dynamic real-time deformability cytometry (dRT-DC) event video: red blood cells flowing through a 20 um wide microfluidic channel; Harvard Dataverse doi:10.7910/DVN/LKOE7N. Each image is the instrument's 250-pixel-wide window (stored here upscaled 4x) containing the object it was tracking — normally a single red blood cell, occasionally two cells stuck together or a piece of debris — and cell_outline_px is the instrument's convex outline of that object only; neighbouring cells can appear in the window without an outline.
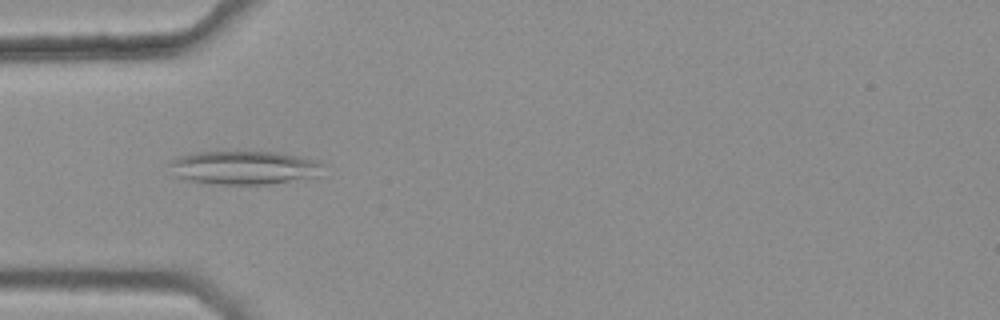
{"species": "common noctule bat (a hibernating species)", "species_latin": "Nyctalus noctula", "temperature_condition": "warm", "stored_images_in_passage": 45, "camera_frame_rate_fps": 3000, "um_per_image_px": 0.085, "animal": {"sex": "female", "body_mass_g": 25.1}, "frame": {"image": 1, "passage_image": 16, "time_ms": 5.0, "image_size_px": [1000, 320], "cell_outline_px": [[324, 164], [316, 176], [268, 184], [212, 184], [192, 180], [176, 176], [172, 164], [172, 160], [180, 156], [196, 152], [272, 152], [296, 156], [316, 160]], "centroid_in_image_um": [20.76, 14.25], "position_along_channel_um": 64.2, "area_um2": 29.19}}
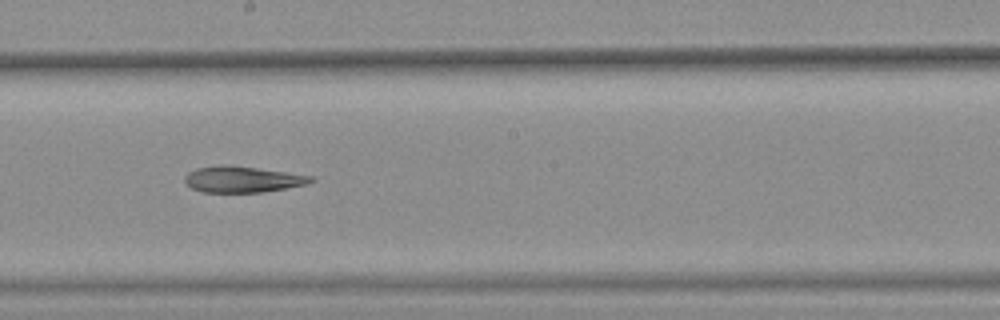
{"frame": {"image": 2, "passage_image": 29, "time_ms": 9.333, "image_size_px": [1000, 320], "cell_outline_px": [[316, 180], [308, 184], [260, 192], [200, 192], [184, 184], [184, 176], [188, 172], [196, 168], [220, 164], [232, 164], [312, 176]], "centroid_in_image_um": [20.55, 15.23], "position_along_channel_um": 227.6, "area_um2": 19.42}}
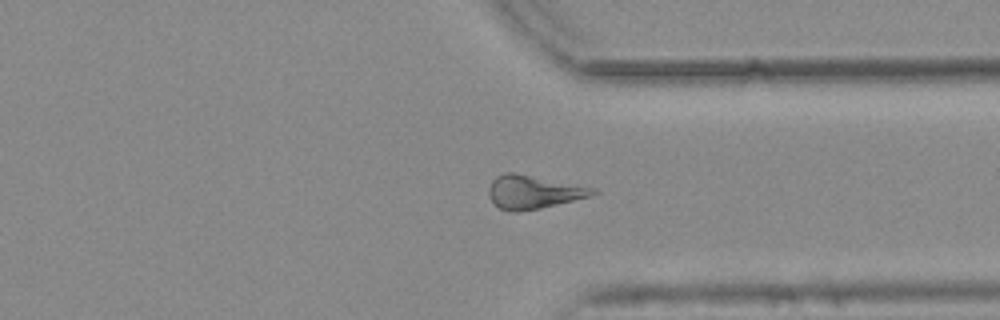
{"frame": {"image": 3, "passage_image": 40, "time_ms": 13.0, "image_size_px": [1000, 320], "cell_outline_px": [[600, 192], [588, 196], [540, 208], [516, 212], [508, 212], [500, 208], [488, 196], [488, 188], [492, 180], [496, 176], [504, 172], [512, 172], [596, 188]], "centroid_in_image_um": [45.29, 16.31], "position_along_channel_um": 366.1, "area_um2": 20.0}}